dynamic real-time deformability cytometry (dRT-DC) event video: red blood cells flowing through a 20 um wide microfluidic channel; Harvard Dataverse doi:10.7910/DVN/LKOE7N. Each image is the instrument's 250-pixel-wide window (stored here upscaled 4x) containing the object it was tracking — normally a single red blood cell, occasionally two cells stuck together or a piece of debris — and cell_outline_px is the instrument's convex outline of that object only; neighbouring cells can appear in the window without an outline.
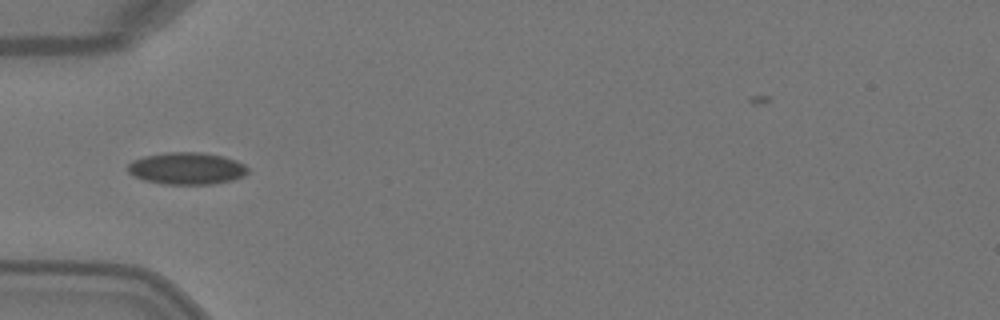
{"species": "Egyptian fruit bat (a non-hibernating species)", "species_latin": "Rousettus aegyptiacus", "temperature_condition": "warm", "stored_images_in_passage": 4, "camera_frame_rate_fps": 3000, "um_per_image_px": 0.085, "animal": {"sex": "female"}, "frame": {"image": 1, "passage_image": 4, "time_ms": 1.0, "image_size_px": [1000, 320], "cell_outline_px": [[248, 172], [244, 176], [232, 180], [212, 184], [164, 184], [144, 180], [132, 176], [128, 172], [128, 164], [132, 160], [144, 156], [164, 152], [200, 152], [224, 156], [236, 160], [244, 164], [248, 168]], "centroid_in_image_um": [15.86, 14.31], "position_along_channel_um": 69.1, "area_um2": 22.6}}